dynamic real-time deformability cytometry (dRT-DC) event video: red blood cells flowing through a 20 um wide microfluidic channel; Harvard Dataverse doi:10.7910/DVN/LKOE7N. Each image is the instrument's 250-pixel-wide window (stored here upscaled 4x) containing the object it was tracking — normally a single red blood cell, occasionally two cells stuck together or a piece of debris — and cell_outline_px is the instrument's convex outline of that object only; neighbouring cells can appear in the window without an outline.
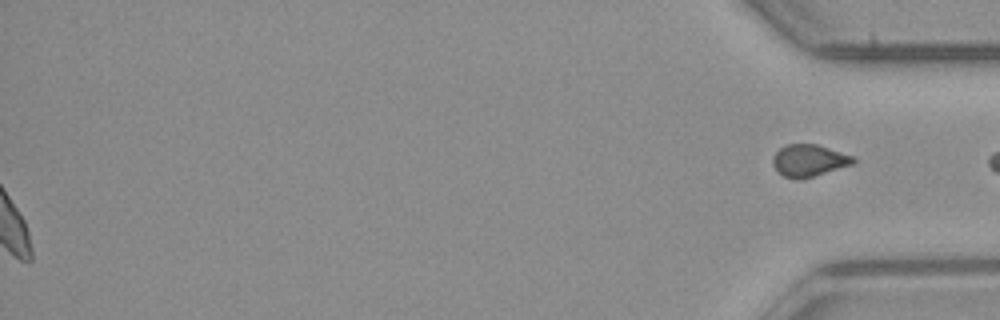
{"species": "common noctule bat (a hibernating species)", "species_latin": "Nyctalus noctula", "temperature_condition": "room temperature", "stored_images_in_passage": 48, "segment_of_instrument_passage": [2, 2], "camera_frame_rate_fps": 3000, "um_per_image_px": 0.085, "animal": {"sex": "male", "body_mass_g": 23.1, "forearm_length_mm": 52.7}, "frame": {"image": 1, "passage_image": 48, "time_ms": 15.667, "image_size_px": [1000, 320], "cell_outline_px": [[856, 160], [852, 164], [800, 180], [784, 176], [772, 164], [772, 160], [776, 152], [784, 144], [816, 144], [852, 156]], "centroid_in_image_um": [68.73, 13.63], "position_along_channel_um": 366.5, "area_um2": 14.68}}